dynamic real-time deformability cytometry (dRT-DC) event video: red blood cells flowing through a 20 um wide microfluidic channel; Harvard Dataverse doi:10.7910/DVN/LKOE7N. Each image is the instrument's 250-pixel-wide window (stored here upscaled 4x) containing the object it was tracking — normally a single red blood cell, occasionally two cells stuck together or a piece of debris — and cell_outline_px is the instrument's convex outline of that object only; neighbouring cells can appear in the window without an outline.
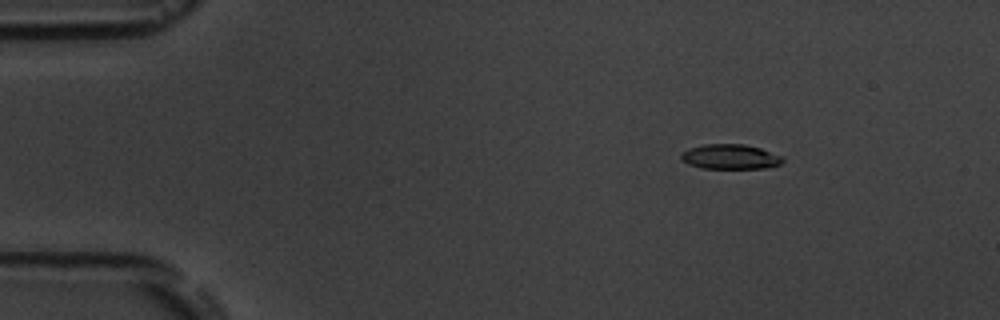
{"species": "common noctule bat (a hibernating species)", "species_latin": "Nyctalus noctula", "temperature_condition": "room temperature", "stored_images_in_passage": 6, "camera_frame_rate_fps": 3000, "um_per_image_px": 0.085, "animal": {"sex": "male", "body_mass_g": 19.5, "forearm_length_mm": 54.6}, "frame": {"image": 1, "passage_image": 2, "time_ms": 1.333, "image_size_px": [1000, 320], "cell_outline_px": [[784, 160], [780, 164], [768, 168], [700, 168], [688, 164], [680, 160], [680, 152], [688, 148], [704, 144], [744, 144], [760, 148], [784, 156]], "centroid_in_image_um": [62.05, 13.32], "position_along_channel_um": 23.0, "area_um2": 14.97}}
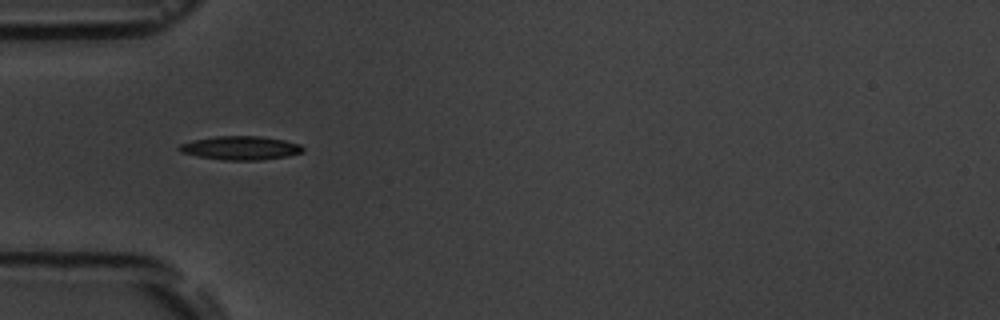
{"frame": {"image": 2, "passage_image": 5, "time_ms": 4.667, "image_size_px": [1000, 320], "cell_outline_px": [[304, 152], [288, 156], [260, 160], [220, 160], [196, 156], [180, 152], [176, 148], [180, 144], [192, 140], [216, 136], [260, 136], [284, 140], [300, 144], [304, 148]], "centroid_in_image_um": [20.43, 12.58], "position_along_channel_um": 64.6, "area_um2": 17.28}}
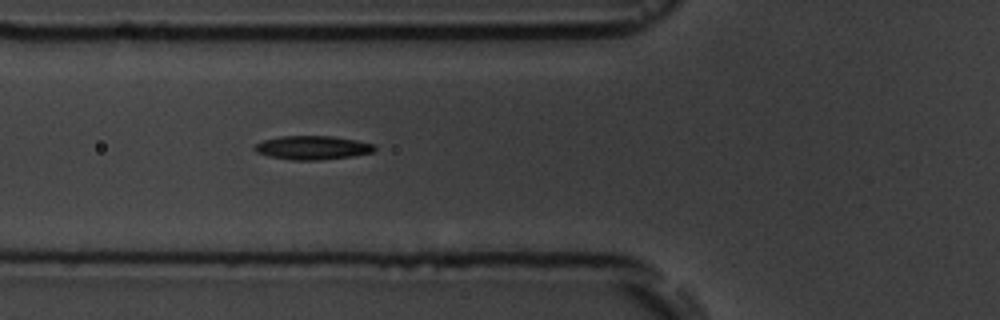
{"frame": {"image": 3, "passage_image": 6, "time_ms": 5.667, "image_size_px": [1000, 320], "cell_outline_px": [[376, 148], [372, 152], [352, 156], [320, 160], [292, 160], [268, 156], [256, 152], [252, 148], [256, 144], [264, 140], [280, 136], [332, 136], [356, 140], [376, 144]], "centroid_in_image_um": [26.56, 12.55], "position_along_channel_um": 99.2, "area_um2": 16.65}}